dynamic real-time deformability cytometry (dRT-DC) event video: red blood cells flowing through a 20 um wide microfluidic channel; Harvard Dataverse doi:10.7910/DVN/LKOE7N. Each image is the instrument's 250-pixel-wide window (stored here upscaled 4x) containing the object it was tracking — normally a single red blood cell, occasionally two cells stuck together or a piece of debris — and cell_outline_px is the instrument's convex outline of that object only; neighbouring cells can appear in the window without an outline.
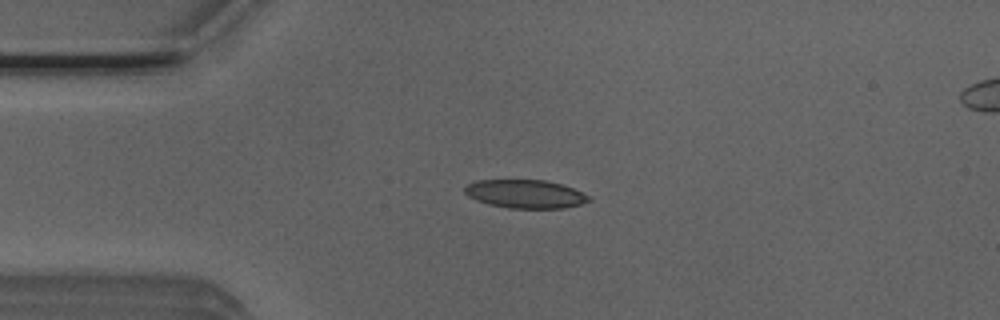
{"species": "Egyptian fruit bat (a non-hibernating species)", "species_latin": "Rousettus aegyptiacus", "temperature_condition": "room temperature", "stored_images_in_passage": 41, "camera_frame_rate_fps": 3000, "um_per_image_px": 0.085, "animal": {"sex": "male"}, "frame": {"image": 1, "passage_image": 1, "time_ms": 0.0, "image_size_px": [1000, 320], "cell_outline_px": [[592, 200], [580, 204], [564, 208], [508, 208], [488, 204], [476, 200], [468, 196], [464, 192], [464, 188], [468, 184], [476, 180], [544, 180], [560, 184], [572, 188], [588, 196]], "centroid_in_image_um": [44.61, 16.49], "position_along_channel_um": 40.4, "area_um2": 20.4}}
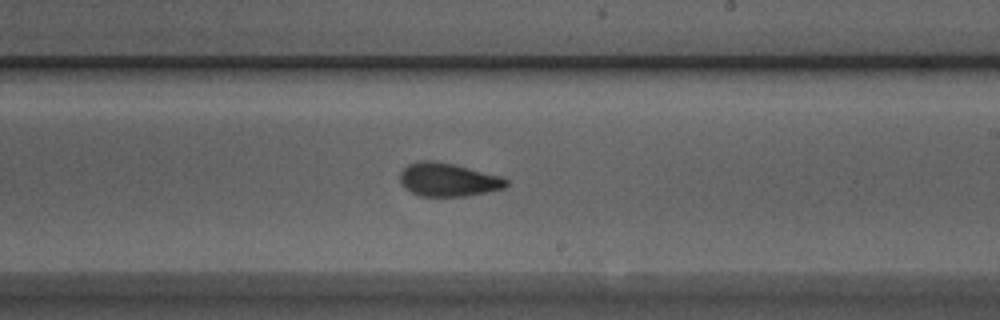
{"frame": {"image": 2, "passage_image": 19, "time_ms": 6.0, "image_size_px": [1000, 320], "cell_outline_px": [[508, 184], [504, 188], [488, 192], [464, 196], [420, 196], [404, 188], [400, 184], [400, 172], [408, 164], [416, 160], [436, 160], [500, 176], [508, 180]], "centroid_in_image_um": [38.04, 15.27], "position_along_channel_um": 251.0, "area_um2": 20.69}}
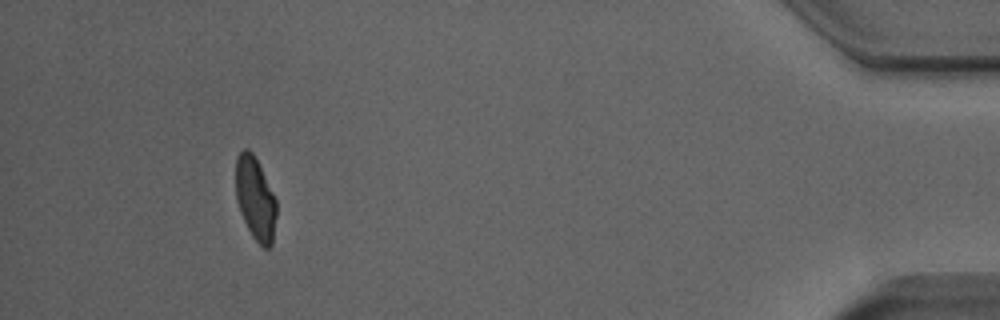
{"frame": {"image": 3, "passage_image": 37, "time_ms": 12.0, "image_size_px": [1000, 320], "cell_outline_px": [[276, 216], [272, 244], [268, 248], [264, 248], [252, 236], [240, 212], [236, 200], [236, 156], [244, 148], [248, 148], [252, 152], [276, 200]], "centroid_in_image_um": [21.69, 16.89], "position_along_channel_um": 413.5, "area_um2": 19.36}, "authors_computed_cell_mechanics": {"area_um2": 20.808, "velocity_mm_per_s": 3.8943, "shape_relaxation_time_tau1_ms": 7.2769, "shape_relaxation_time_tau2_ms": 1.387, "deformation_change_tau1": 0.1913, "deformation_change_tau2": 0.068}}